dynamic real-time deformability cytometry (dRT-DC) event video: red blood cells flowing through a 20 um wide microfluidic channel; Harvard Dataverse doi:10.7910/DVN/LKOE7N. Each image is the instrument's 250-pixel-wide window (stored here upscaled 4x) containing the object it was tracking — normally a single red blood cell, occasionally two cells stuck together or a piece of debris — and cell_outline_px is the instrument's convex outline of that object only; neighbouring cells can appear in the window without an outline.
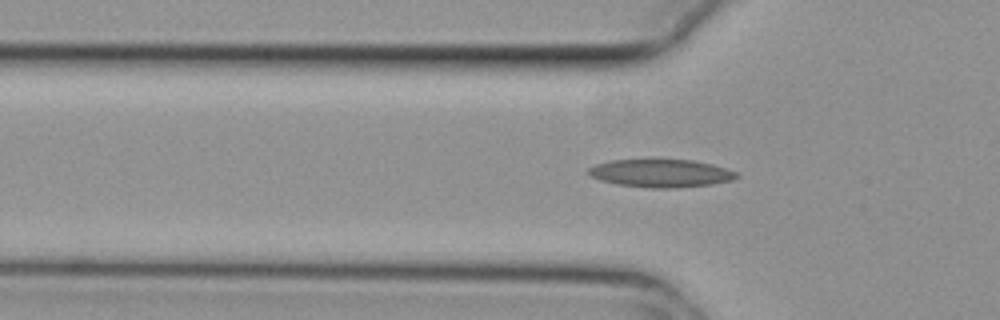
{"species": "common noctule bat (a hibernating species)", "species_latin": "Nyctalus noctula", "temperature_condition": "cold", "stored_images_in_passage": 26, "camera_frame_rate_fps": 3000, "um_per_image_px": 0.085, "animal": {"sex": "female", "body_mass_g": 29.2, "forearm_length_mm": 56.3}, "frame": {"image": 1, "passage_image": 17, "time_ms": 5.333, "image_size_px": [1000, 320], "cell_outline_px": [[740, 176], [732, 180], [712, 184], [672, 188], [652, 188], [616, 184], [600, 180], [592, 176], [588, 172], [588, 168], [596, 164], [612, 160], [692, 160], [712, 164], [736, 172]], "centroid_in_image_um": [56.18, 14.73], "position_along_channel_um": 69.6, "area_um2": 23.87}}
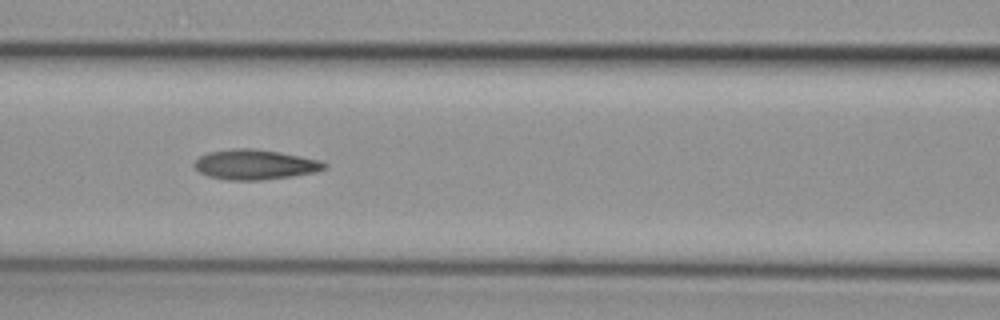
{"frame": {"image": 2, "passage_image": 23, "time_ms": 7.333, "image_size_px": [1000, 320], "cell_outline_px": [[328, 164], [324, 168], [316, 172], [292, 176], [260, 180], [228, 180], [208, 176], [200, 172], [192, 164], [200, 156], [208, 152], [232, 148], [252, 148], [280, 152], [320, 160]], "centroid_in_image_um": [21.66, 13.98], "position_along_channel_um": 144.9, "area_um2": 22.72}}
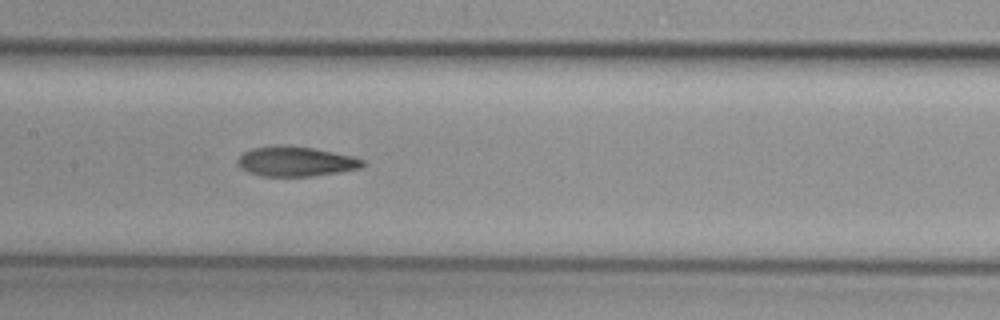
{"frame": {"image": 3, "passage_image": 26, "time_ms": 8.333, "image_size_px": [1000, 320], "cell_outline_px": [[364, 164], [360, 168], [312, 176], [260, 176], [248, 172], [240, 168], [236, 164], [236, 160], [244, 152], [252, 148], [312, 148], [352, 156], [364, 160]], "centroid_in_image_um": [25.11, 13.77], "position_along_channel_um": 182.3, "area_um2": 20.81}}